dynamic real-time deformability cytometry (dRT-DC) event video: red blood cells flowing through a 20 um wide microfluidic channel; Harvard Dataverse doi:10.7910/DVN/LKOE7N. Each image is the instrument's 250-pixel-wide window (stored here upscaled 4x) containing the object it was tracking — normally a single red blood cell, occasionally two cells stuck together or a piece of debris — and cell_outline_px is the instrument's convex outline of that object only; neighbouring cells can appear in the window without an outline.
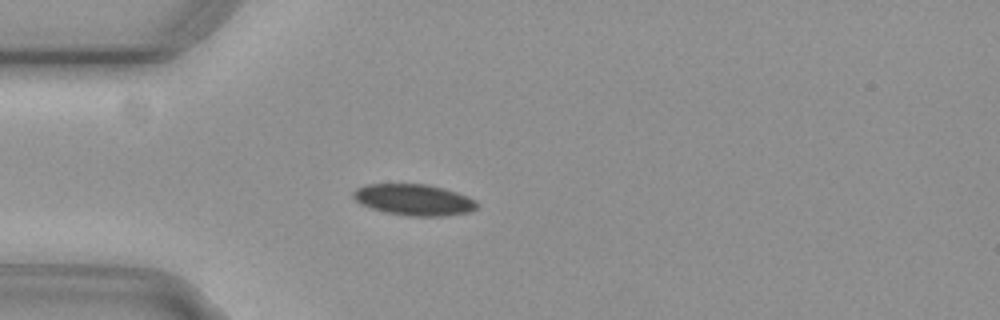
{"species": "common noctule bat (a hibernating species)", "species_latin": "Nyctalus noctula", "temperature_condition": "cold", "stored_images_in_passage": 50, "camera_frame_rate_fps": 3000, "um_per_image_px": 0.085, "animal": {"sex": "female", "body_mass_g": 29.2, "forearm_length_mm": 56.3}, "frame": {"image": 1, "passage_image": 10, "time_ms": 3.0, "image_size_px": [1000, 320], "cell_outline_px": [[476, 208], [472, 212], [444, 216], [408, 216], [388, 212], [372, 208], [360, 204], [352, 196], [352, 192], [356, 188], [368, 184], [428, 184], [444, 188], [468, 196], [476, 200]], "centroid_in_image_um": [35.2, 16.98], "position_along_channel_um": 49.8, "area_um2": 22.54}}
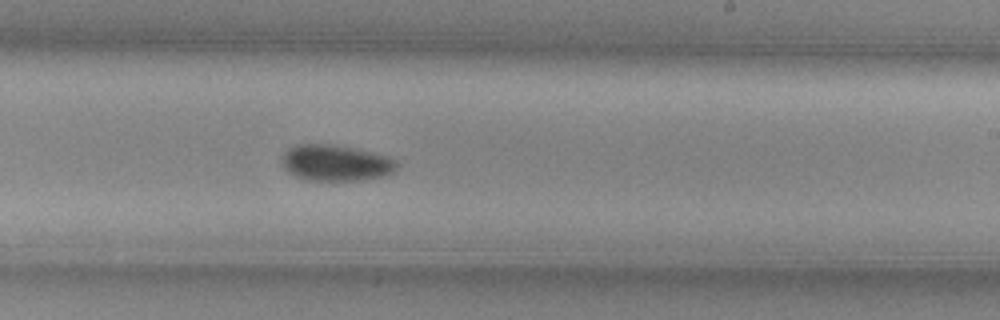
{"frame": {"image": 2, "passage_image": 28, "time_ms": 9.0, "image_size_px": [1000, 320], "cell_outline_px": [[400, 164], [392, 172], [384, 176], [360, 180], [304, 180], [288, 172], [284, 168], [284, 156], [288, 148], [300, 144], [328, 144], [352, 148], [388, 156], [400, 160]], "centroid_in_image_um": [28.6, 13.85], "position_along_channel_um": 260.4, "area_um2": 23.99}}
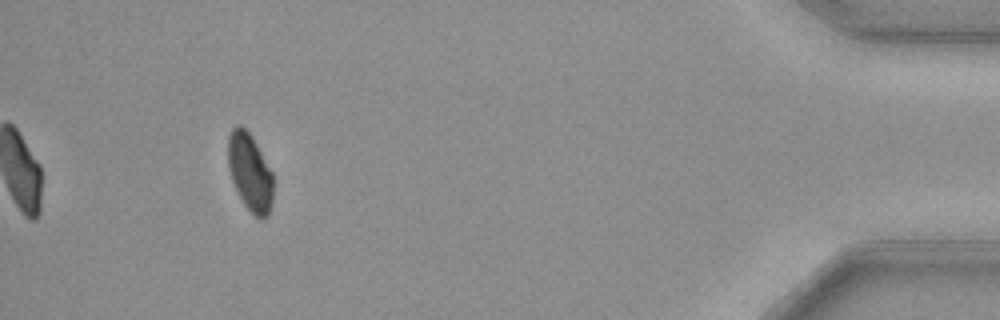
{"frame": {"image": 3, "passage_image": 46, "time_ms": 15.0, "image_size_px": [1000, 320], "cell_outline_px": [[272, 204], [268, 216], [264, 220], [260, 220], [244, 204], [232, 180], [228, 168], [228, 136], [232, 128], [236, 124], [240, 124], [252, 136], [272, 172]], "centroid_in_image_um": [21.24, 14.63], "position_along_channel_um": 414.0, "area_um2": 20.35}, "authors_computed_cell_mechanics": {"area_um2": 22.4264, "velocity_mm_per_s": 3.7115, "shape_relaxation_time_tau1_ms": 5.0683, "shape_relaxation_time_tau2_ms": null, "deformation_change_tau1": 0.1022, "deformation_change_tau2": null}}